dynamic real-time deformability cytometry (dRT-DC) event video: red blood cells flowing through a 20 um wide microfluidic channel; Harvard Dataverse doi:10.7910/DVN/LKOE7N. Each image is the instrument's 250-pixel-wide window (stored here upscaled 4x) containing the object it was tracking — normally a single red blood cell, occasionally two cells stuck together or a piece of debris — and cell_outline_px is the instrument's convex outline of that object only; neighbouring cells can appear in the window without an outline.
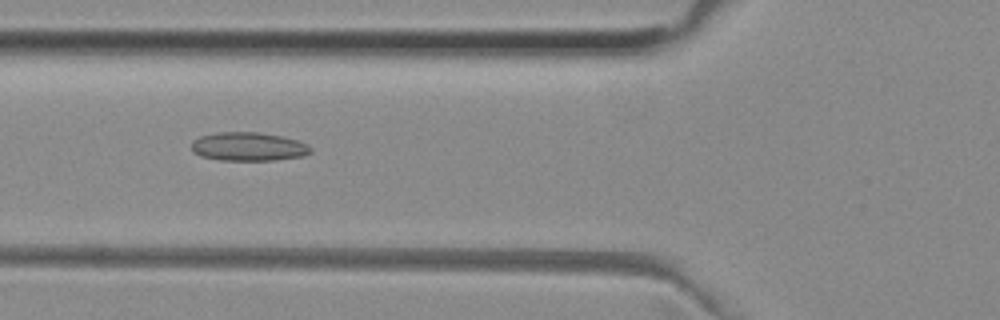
{"species": "common noctule bat (a hibernating species)", "species_latin": "Nyctalus noctula", "temperature_condition": "room temperature", "stored_images_in_passage": 51, "camera_frame_rate_fps": 3000, "um_per_image_px": 0.085, "animal": {"sex": "female", "body_mass_g": 29.2, "forearm_length_mm": 56.3}, "frame": {"image": 1, "passage_image": 19, "time_ms": 6.0, "image_size_px": [1000, 320], "cell_outline_px": [[312, 152], [304, 156], [276, 160], [220, 160], [200, 156], [192, 152], [192, 140], [200, 136], [216, 132], [260, 132], [280, 136], [296, 140], [308, 144], [312, 148]], "centroid_in_image_um": [21.11, 12.46], "position_along_channel_um": 104.7, "area_um2": 20.06}}
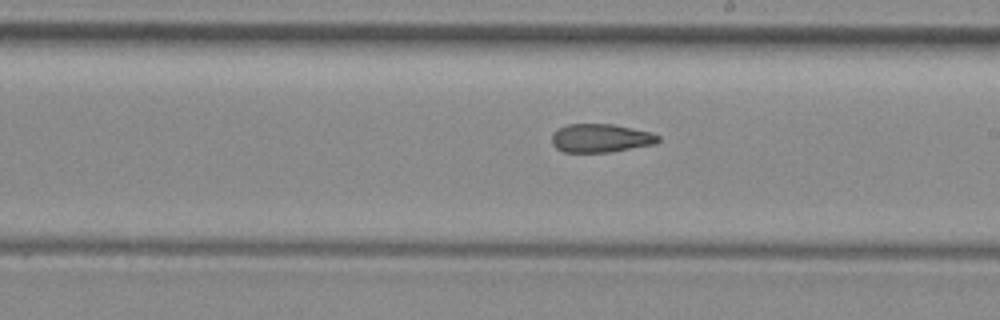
{"frame": {"image": 2, "passage_image": 29, "time_ms": 9.333, "image_size_px": [1000, 320], "cell_outline_px": [[660, 140], [656, 144], [608, 152], [564, 152], [556, 148], [552, 144], [552, 132], [568, 124], [612, 124], [652, 132], [660, 136]], "centroid_in_image_um": [51.07, 11.74], "position_along_channel_um": 237.9, "area_um2": 17.69}}
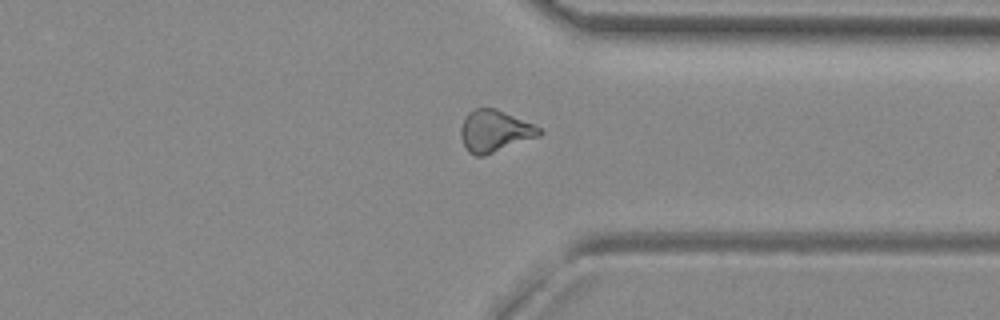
{"frame": {"image": 3, "passage_image": 39, "time_ms": 12.667, "image_size_px": [1000, 320], "cell_outline_px": [[544, 132], [540, 136], [484, 156], [476, 156], [468, 152], [460, 136], [460, 128], [464, 116], [468, 112], [476, 108], [496, 108], [532, 124], [540, 128]], "centroid_in_image_um": [42.03, 11.14], "position_along_channel_um": 369.4, "area_um2": 19.19}, "authors_computed_cell_mechanics": {"area_um2": 19.1896, "velocity_mm_per_s": 4.0023, "shape_relaxation_time_tau1_ms": null, "shape_relaxation_time_tau2_ms": 3.7566, "deformation_change_tau1": null, "deformation_change_tau2": 0.1307}}